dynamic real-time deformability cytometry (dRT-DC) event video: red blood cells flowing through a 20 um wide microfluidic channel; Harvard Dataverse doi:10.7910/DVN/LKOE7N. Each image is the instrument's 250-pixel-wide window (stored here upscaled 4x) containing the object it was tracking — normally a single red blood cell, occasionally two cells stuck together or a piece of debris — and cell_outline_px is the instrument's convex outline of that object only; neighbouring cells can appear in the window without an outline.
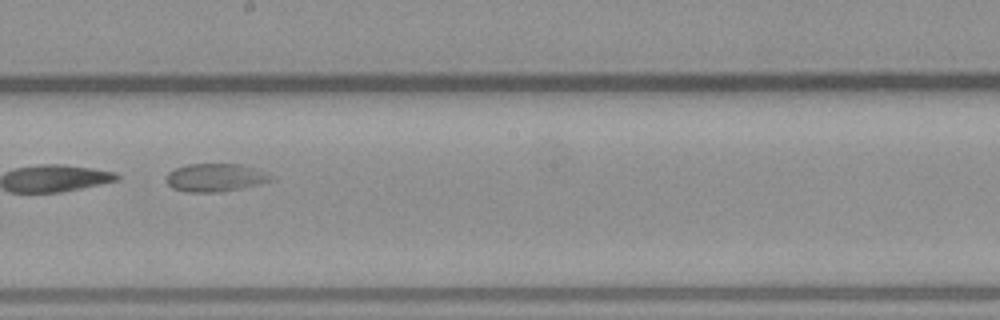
{"species": "common noctule bat (a hibernating species)", "species_latin": "Nyctalus noctula", "temperature_condition": "warm", "stored_images_in_passage": 20, "camera_frame_rate_fps": 3000, "um_per_image_px": 0.085, "animal": {"sex": "male", "body_mass_g": 23.1, "forearm_length_mm": 52.7}, "frame": {"image": 1, "passage_image": 12, "time_ms": 3.667, "image_size_px": [1000, 320], "cell_outline_px": [[276, 180], [260, 184], [220, 192], [184, 192], [172, 188], [168, 184], [168, 172], [176, 168], [188, 164], [244, 164], [256, 168], [272, 176]], "centroid_in_image_um": [18.34, 15.09], "position_along_channel_um": 229.9, "area_um2": 17.17}}
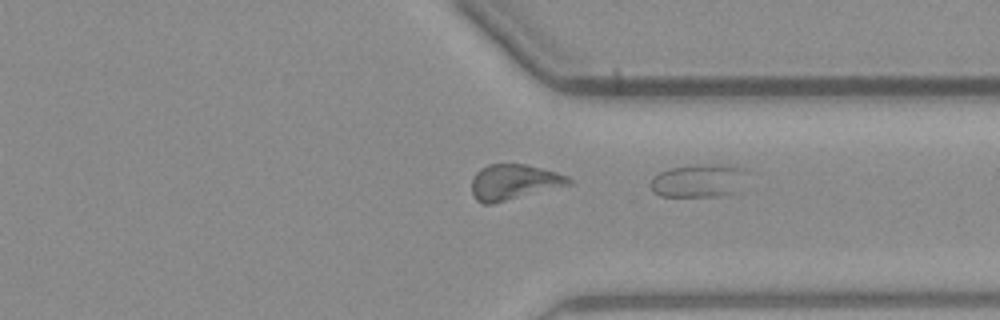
{"frame": {"image": 2, "passage_image": 20, "time_ms": 6.333, "image_size_px": [1000, 320], "cell_outline_px": [[748, 172], [736, 192], [720, 196], [660, 196], [652, 192], [652, 180], [660, 172], [668, 168], [700, 164], [732, 164], [748, 168]], "centroid_in_image_um": [59.45, 15.33], "position_along_channel_um": 351.9, "area_um2": 18.9}}